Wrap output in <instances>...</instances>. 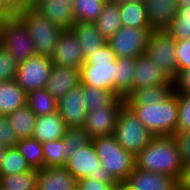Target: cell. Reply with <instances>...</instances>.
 Segmentation results:
<instances>
[{
  "mask_svg": "<svg viewBox=\"0 0 190 190\" xmlns=\"http://www.w3.org/2000/svg\"><path fill=\"white\" fill-rule=\"evenodd\" d=\"M30 0H0V17L15 16Z\"/></svg>",
  "mask_w": 190,
  "mask_h": 190,
  "instance_id": "7bdbcfd3",
  "label": "cell"
},
{
  "mask_svg": "<svg viewBox=\"0 0 190 190\" xmlns=\"http://www.w3.org/2000/svg\"><path fill=\"white\" fill-rule=\"evenodd\" d=\"M117 56L114 50L105 44L99 51L89 55L81 68V84L110 90L115 93Z\"/></svg>",
  "mask_w": 190,
  "mask_h": 190,
  "instance_id": "3957f363",
  "label": "cell"
},
{
  "mask_svg": "<svg viewBox=\"0 0 190 190\" xmlns=\"http://www.w3.org/2000/svg\"><path fill=\"white\" fill-rule=\"evenodd\" d=\"M36 117L37 115L27 105L18 108L7 116L10 127L15 132L18 140L32 137Z\"/></svg>",
  "mask_w": 190,
  "mask_h": 190,
  "instance_id": "83f0119b",
  "label": "cell"
},
{
  "mask_svg": "<svg viewBox=\"0 0 190 190\" xmlns=\"http://www.w3.org/2000/svg\"><path fill=\"white\" fill-rule=\"evenodd\" d=\"M16 148L22 154L32 169L44 168V154L42 143L35 138H24L18 141Z\"/></svg>",
  "mask_w": 190,
  "mask_h": 190,
  "instance_id": "1f68e13d",
  "label": "cell"
},
{
  "mask_svg": "<svg viewBox=\"0 0 190 190\" xmlns=\"http://www.w3.org/2000/svg\"><path fill=\"white\" fill-rule=\"evenodd\" d=\"M76 186L79 190H116L117 185H109L95 179L82 178L77 180Z\"/></svg>",
  "mask_w": 190,
  "mask_h": 190,
  "instance_id": "f6af8a7d",
  "label": "cell"
},
{
  "mask_svg": "<svg viewBox=\"0 0 190 190\" xmlns=\"http://www.w3.org/2000/svg\"><path fill=\"white\" fill-rule=\"evenodd\" d=\"M5 154H6V147L0 145V168H1L3 160L5 158Z\"/></svg>",
  "mask_w": 190,
  "mask_h": 190,
  "instance_id": "c3c4849f",
  "label": "cell"
},
{
  "mask_svg": "<svg viewBox=\"0 0 190 190\" xmlns=\"http://www.w3.org/2000/svg\"><path fill=\"white\" fill-rule=\"evenodd\" d=\"M152 31L166 30L178 12V0H144Z\"/></svg>",
  "mask_w": 190,
  "mask_h": 190,
  "instance_id": "d6986e66",
  "label": "cell"
},
{
  "mask_svg": "<svg viewBox=\"0 0 190 190\" xmlns=\"http://www.w3.org/2000/svg\"><path fill=\"white\" fill-rule=\"evenodd\" d=\"M65 168L77 180L90 178L109 185L119 184L111 173L102 167L93 142L79 149H75L67 160Z\"/></svg>",
  "mask_w": 190,
  "mask_h": 190,
  "instance_id": "ba28073f",
  "label": "cell"
},
{
  "mask_svg": "<svg viewBox=\"0 0 190 190\" xmlns=\"http://www.w3.org/2000/svg\"><path fill=\"white\" fill-rule=\"evenodd\" d=\"M122 26L150 28L144 2H127L120 4Z\"/></svg>",
  "mask_w": 190,
  "mask_h": 190,
  "instance_id": "f546056e",
  "label": "cell"
},
{
  "mask_svg": "<svg viewBox=\"0 0 190 190\" xmlns=\"http://www.w3.org/2000/svg\"><path fill=\"white\" fill-rule=\"evenodd\" d=\"M112 135L127 152L134 156L154 137L127 105L120 110Z\"/></svg>",
  "mask_w": 190,
  "mask_h": 190,
  "instance_id": "52a82bcc",
  "label": "cell"
},
{
  "mask_svg": "<svg viewBox=\"0 0 190 190\" xmlns=\"http://www.w3.org/2000/svg\"><path fill=\"white\" fill-rule=\"evenodd\" d=\"M151 31V28L122 26L107 40V44L114 50L117 58H137L145 54Z\"/></svg>",
  "mask_w": 190,
  "mask_h": 190,
  "instance_id": "30bf717a",
  "label": "cell"
},
{
  "mask_svg": "<svg viewBox=\"0 0 190 190\" xmlns=\"http://www.w3.org/2000/svg\"><path fill=\"white\" fill-rule=\"evenodd\" d=\"M84 101L87 111L103 108L105 106H124L125 99L116 93L93 86H83Z\"/></svg>",
  "mask_w": 190,
  "mask_h": 190,
  "instance_id": "484cf974",
  "label": "cell"
},
{
  "mask_svg": "<svg viewBox=\"0 0 190 190\" xmlns=\"http://www.w3.org/2000/svg\"><path fill=\"white\" fill-rule=\"evenodd\" d=\"M178 71L190 68V40H176Z\"/></svg>",
  "mask_w": 190,
  "mask_h": 190,
  "instance_id": "60d3db41",
  "label": "cell"
},
{
  "mask_svg": "<svg viewBox=\"0 0 190 190\" xmlns=\"http://www.w3.org/2000/svg\"><path fill=\"white\" fill-rule=\"evenodd\" d=\"M80 46L71 30H63L51 56L53 64L81 70L85 59Z\"/></svg>",
  "mask_w": 190,
  "mask_h": 190,
  "instance_id": "4fadbf2b",
  "label": "cell"
},
{
  "mask_svg": "<svg viewBox=\"0 0 190 190\" xmlns=\"http://www.w3.org/2000/svg\"><path fill=\"white\" fill-rule=\"evenodd\" d=\"M67 129L66 122L57 111L36 117V125L32 137L40 143L58 140L64 137Z\"/></svg>",
  "mask_w": 190,
  "mask_h": 190,
  "instance_id": "44dd1931",
  "label": "cell"
},
{
  "mask_svg": "<svg viewBox=\"0 0 190 190\" xmlns=\"http://www.w3.org/2000/svg\"><path fill=\"white\" fill-rule=\"evenodd\" d=\"M145 55L173 79L177 75L176 40L165 30L151 31Z\"/></svg>",
  "mask_w": 190,
  "mask_h": 190,
  "instance_id": "9c48e42d",
  "label": "cell"
},
{
  "mask_svg": "<svg viewBox=\"0 0 190 190\" xmlns=\"http://www.w3.org/2000/svg\"><path fill=\"white\" fill-rule=\"evenodd\" d=\"M67 149V160L75 149L84 147L92 142V137L83 127H68L63 137Z\"/></svg>",
  "mask_w": 190,
  "mask_h": 190,
  "instance_id": "8d00e7d4",
  "label": "cell"
},
{
  "mask_svg": "<svg viewBox=\"0 0 190 190\" xmlns=\"http://www.w3.org/2000/svg\"><path fill=\"white\" fill-rule=\"evenodd\" d=\"M167 83H173V80L160 66L154 65L153 61L145 54L137 57L132 91Z\"/></svg>",
  "mask_w": 190,
  "mask_h": 190,
  "instance_id": "e0dca14e",
  "label": "cell"
},
{
  "mask_svg": "<svg viewBox=\"0 0 190 190\" xmlns=\"http://www.w3.org/2000/svg\"><path fill=\"white\" fill-rule=\"evenodd\" d=\"M26 105L37 115L43 116L58 111V101L46 90L37 89L26 93Z\"/></svg>",
  "mask_w": 190,
  "mask_h": 190,
  "instance_id": "f1b7e54d",
  "label": "cell"
},
{
  "mask_svg": "<svg viewBox=\"0 0 190 190\" xmlns=\"http://www.w3.org/2000/svg\"><path fill=\"white\" fill-rule=\"evenodd\" d=\"M53 62L50 57L34 55L18 64L15 81L26 92L46 87Z\"/></svg>",
  "mask_w": 190,
  "mask_h": 190,
  "instance_id": "8fae6325",
  "label": "cell"
},
{
  "mask_svg": "<svg viewBox=\"0 0 190 190\" xmlns=\"http://www.w3.org/2000/svg\"><path fill=\"white\" fill-rule=\"evenodd\" d=\"M26 105V92L14 80L0 82V115L8 116Z\"/></svg>",
  "mask_w": 190,
  "mask_h": 190,
  "instance_id": "cb8c5ba5",
  "label": "cell"
},
{
  "mask_svg": "<svg viewBox=\"0 0 190 190\" xmlns=\"http://www.w3.org/2000/svg\"><path fill=\"white\" fill-rule=\"evenodd\" d=\"M44 154V167H65L67 162V149L64 139L47 141L42 143Z\"/></svg>",
  "mask_w": 190,
  "mask_h": 190,
  "instance_id": "836d02e7",
  "label": "cell"
},
{
  "mask_svg": "<svg viewBox=\"0 0 190 190\" xmlns=\"http://www.w3.org/2000/svg\"><path fill=\"white\" fill-rule=\"evenodd\" d=\"M77 37L84 59L99 51L107 40L97 30L95 22H75L70 29Z\"/></svg>",
  "mask_w": 190,
  "mask_h": 190,
  "instance_id": "7402d4cb",
  "label": "cell"
},
{
  "mask_svg": "<svg viewBox=\"0 0 190 190\" xmlns=\"http://www.w3.org/2000/svg\"><path fill=\"white\" fill-rule=\"evenodd\" d=\"M182 159V165L190 162V131L176 132L174 135Z\"/></svg>",
  "mask_w": 190,
  "mask_h": 190,
  "instance_id": "ee69618b",
  "label": "cell"
},
{
  "mask_svg": "<svg viewBox=\"0 0 190 190\" xmlns=\"http://www.w3.org/2000/svg\"><path fill=\"white\" fill-rule=\"evenodd\" d=\"M18 141L15 132L10 127L7 116L0 115V145L6 148L15 147Z\"/></svg>",
  "mask_w": 190,
  "mask_h": 190,
  "instance_id": "ab89813d",
  "label": "cell"
},
{
  "mask_svg": "<svg viewBox=\"0 0 190 190\" xmlns=\"http://www.w3.org/2000/svg\"><path fill=\"white\" fill-rule=\"evenodd\" d=\"M135 159L136 168L168 175L178 180L182 176L181 153L174 136H154Z\"/></svg>",
  "mask_w": 190,
  "mask_h": 190,
  "instance_id": "6da1fadb",
  "label": "cell"
},
{
  "mask_svg": "<svg viewBox=\"0 0 190 190\" xmlns=\"http://www.w3.org/2000/svg\"><path fill=\"white\" fill-rule=\"evenodd\" d=\"M106 0H74L75 22H95L102 13Z\"/></svg>",
  "mask_w": 190,
  "mask_h": 190,
  "instance_id": "d6a6232c",
  "label": "cell"
},
{
  "mask_svg": "<svg viewBox=\"0 0 190 190\" xmlns=\"http://www.w3.org/2000/svg\"><path fill=\"white\" fill-rule=\"evenodd\" d=\"M177 96L179 116L176 132L190 131V94Z\"/></svg>",
  "mask_w": 190,
  "mask_h": 190,
  "instance_id": "f35d334b",
  "label": "cell"
},
{
  "mask_svg": "<svg viewBox=\"0 0 190 190\" xmlns=\"http://www.w3.org/2000/svg\"><path fill=\"white\" fill-rule=\"evenodd\" d=\"M0 190H7V189H5V188H3L2 186H0Z\"/></svg>",
  "mask_w": 190,
  "mask_h": 190,
  "instance_id": "f5cc1de1",
  "label": "cell"
},
{
  "mask_svg": "<svg viewBox=\"0 0 190 190\" xmlns=\"http://www.w3.org/2000/svg\"><path fill=\"white\" fill-rule=\"evenodd\" d=\"M123 106H105L87 111L83 128L92 138L113 134L118 114Z\"/></svg>",
  "mask_w": 190,
  "mask_h": 190,
  "instance_id": "2e32d148",
  "label": "cell"
},
{
  "mask_svg": "<svg viewBox=\"0 0 190 190\" xmlns=\"http://www.w3.org/2000/svg\"><path fill=\"white\" fill-rule=\"evenodd\" d=\"M173 93V83L150 86L131 91L124 99L127 106L159 104Z\"/></svg>",
  "mask_w": 190,
  "mask_h": 190,
  "instance_id": "603a6c76",
  "label": "cell"
},
{
  "mask_svg": "<svg viewBox=\"0 0 190 190\" xmlns=\"http://www.w3.org/2000/svg\"><path fill=\"white\" fill-rule=\"evenodd\" d=\"M18 63L9 51L0 44V82L11 81L16 78Z\"/></svg>",
  "mask_w": 190,
  "mask_h": 190,
  "instance_id": "74e56055",
  "label": "cell"
},
{
  "mask_svg": "<svg viewBox=\"0 0 190 190\" xmlns=\"http://www.w3.org/2000/svg\"><path fill=\"white\" fill-rule=\"evenodd\" d=\"M29 170H32V168L16 146L6 148L5 158L0 168V175L19 174L28 172Z\"/></svg>",
  "mask_w": 190,
  "mask_h": 190,
  "instance_id": "d590c367",
  "label": "cell"
},
{
  "mask_svg": "<svg viewBox=\"0 0 190 190\" xmlns=\"http://www.w3.org/2000/svg\"><path fill=\"white\" fill-rule=\"evenodd\" d=\"M37 177V169L13 175H0V186L7 190H36Z\"/></svg>",
  "mask_w": 190,
  "mask_h": 190,
  "instance_id": "4dcf8cb0",
  "label": "cell"
},
{
  "mask_svg": "<svg viewBox=\"0 0 190 190\" xmlns=\"http://www.w3.org/2000/svg\"><path fill=\"white\" fill-rule=\"evenodd\" d=\"M29 5L63 30H70L75 24L73 3L68 0H30Z\"/></svg>",
  "mask_w": 190,
  "mask_h": 190,
  "instance_id": "7c38bea8",
  "label": "cell"
},
{
  "mask_svg": "<svg viewBox=\"0 0 190 190\" xmlns=\"http://www.w3.org/2000/svg\"><path fill=\"white\" fill-rule=\"evenodd\" d=\"M127 182L136 190H179V180L168 175L136 168Z\"/></svg>",
  "mask_w": 190,
  "mask_h": 190,
  "instance_id": "ac0fdd59",
  "label": "cell"
},
{
  "mask_svg": "<svg viewBox=\"0 0 190 190\" xmlns=\"http://www.w3.org/2000/svg\"><path fill=\"white\" fill-rule=\"evenodd\" d=\"M72 190H79V188L76 186V187H74Z\"/></svg>",
  "mask_w": 190,
  "mask_h": 190,
  "instance_id": "816d5d0a",
  "label": "cell"
},
{
  "mask_svg": "<svg viewBox=\"0 0 190 190\" xmlns=\"http://www.w3.org/2000/svg\"><path fill=\"white\" fill-rule=\"evenodd\" d=\"M116 190H136L127 181L119 182Z\"/></svg>",
  "mask_w": 190,
  "mask_h": 190,
  "instance_id": "7dc6e473",
  "label": "cell"
},
{
  "mask_svg": "<svg viewBox=\"0 0 190 190\" xmlns=\"http://www.w3.org/2000/svg\"><path fill=\"white\" fill-rule=\"evenodd\" d=\"M153 136H174L178 123V96L174 92L159 104L128 106Z\"/></svg>",
  "mask_w": 190,
  "mask_h": 190,
  "instance_id": "7a4b0ae2",
  "label": "cell"
},
{
  "mask_svg": "<svg viewBox=\"0 0 190 190\" xmlns=\"http://www.w3.org/2000/svg\"><path fill=\"white\" fill-rule=\"evenodd\" d=\"M17 16L26 25L33 39L36 54L51 58L63 29L39 15L29 4L23 7Z\"/></svg>",
  "mask_w": 190,
  "mask_h": 190,
  "instance_id": "5b68a950",
  "label": "cell"
},
{
  "mask_svg": "<svg viewBox=\"0 0 190 190\" xmlns=\"http://www.w3.org/2000/svg\"><path fill=\"white\" fill-rule=\"evenodd\" d=\"M190 6V0H178V7Z\"/></svg>",
  "mask_w": 190,
  "mask_h": 190,
  "instance_id": "f907efd6",
  "label": "cell"
},
{
  "mask_svg": "<svg viewBox=\"0 0 190 190\" xmlns=\"http://www.w3.org/2000/svg\"><path fill=\"white\" fill-rule=\"evenodd\" d=\"M81 84V70L53 64L45 90L57 101Z\"/></svg>",
  "mask_w": 190,
  "mask_h": 190,
  "instance_id": "9a60e30c",
  "label": "cell"
},
{
  "mask_svg": "<svg viewBox=\"0 0 190 190\" xmlns=\"http://www.w3.org/2000/svg\"><path fill=\"white\" fill-rule=\"evenodd\" d=\"M84 89L80 84L58 101V112L68 127H83L87 114Z\"/></svg>",
  "mask_w": 190,
  "mask_h": 190,
  "instance_id": "5bb4252c",
  "label": "cell"
},
{
  "mask_svg": "<svg viewBox=\"0 0 190 190\" xmlns=\"http://www.w3.org/2000/svg\"><path fill=\"white\" fill-rule=\"evenodd\" d=\"M77 179L65 167L38 170L36 190H72Z\"/></svg>",
  "mask_w": 190,
  "mask_h": 190,
  "instance_id": "ffe728a7",
  "label": "cell"
},
{
  "mask_svg": "<svg viewBox=\"0 0 190 190\" xmlns=\"http://www.w3.org/2000/svg\"><path fill=\"white\" fill-rule=\"evenodd\" d=\"M0 44L9 51L18 64L36 55L33 39L17 15L0 17Z\"/></svg>",
  "mask_w": 190,
  "mask_h": 190,
  "instance_id": "8992f818",
  "label": "cell"
},
{
  "mask_svg": "<svg viewBox=\"0 0 190 190\" xmlns=\"http://www.w3.org/2000/svg\"><path fill=\"white\" fill-rule=\"evenodd\" d=\"M114 3L122 4L127 2H144V0H110Z\"/></svg>",
  "mask_w": 190,
  "mask_h": 190,
  "instance_id": "681fc988",
  "label": "cell"
},
{
  "mask_svg": "<svg viewBox=\"0 0 190 190\" xmlns=\"http://www.w3.org/2000/svg\"><path fill=\"white\" fill-rule=\"evenodd\" d=\"M101 165L118 181H127L136 167L135 156L127 152L113 135L99 136L92 139Z\"/></svg>",
  "mask_w": 190,
  "mask_h": 190,
  "instance_id": "277c9868",
  "label": "cell"
},
{
  "mask_svg": "<svg viewBox=\"0 0 190 190\" xmlns=\"http://www.w3.org/2000/svg\"><path fill=\"white\" fill-rule=\"evenodd\" d=\"M175 40H190V6L178 7V12L165 30Z\"/></svg>",
  "mask_w": 190,
  "mask_h": 190,
  "instance_id": "e575fe53",
  "label": "cell"
},
{
  "mask_svg": "<svg viewBox=\"0 0 190 190\" xmlns=\"http://www.w3.org/2000/svg\"><path fill=\"white\" fill-rule=\"evenodd\" d=\"M172 80L175 94H190V68L177 71V75Z\"/></svg>",
  "mask_w": 190,
  "mask_h": 190,
  "instance_id": "b9f144b4",
  "label": "cell"
},
{
  "mask_svg": "<svg viewBox=\"0 0 190 190\" xmlns=\"http://www.w3.org/2000/svg\"><path fill=\"white\" fill-rule=\"evenodd\" d=\"M95 25L101 35L108 40L121 27L120 4L107 1L104 5L102 13L96 19Z\"/></svg>",
  "mask_w": 190,
  "mask_h": 190,
  "instance_id": "4316f807",
  "label": "cell"
},
{
  "mask_svg": "<svg viewBox=\"0 0 190 190\" xmlns=\"http://www.w3.org/2000/svg\"><path fill=\"white\" fill-rule=\"evenodd\" d=\"M117 69L114 77L115 93L120 98H125L132 91L134 71L137 58L121 57L116 60Z\"/></svg>",
  "mask_w": 190,
  "mask_h": 190,
  "instance_id": "d4e9b609",
  "label": "cell"
},
{
  "mask_svg": "<svg viewBox=\"0 0 190 190\" xmlns=\"http://www.w3.org/2000/svg\"><path fill=\"white\" fill-rule=\"evenodd\" d=\"M179 187L182 190H190V162L183 165L182 176L179 180Z\"/></svg>",
  "mask_w": 190,
  "mask_h": 190,
  "instance_id": "bcb514c9",
  "label": "cell"
}]
</instances>
